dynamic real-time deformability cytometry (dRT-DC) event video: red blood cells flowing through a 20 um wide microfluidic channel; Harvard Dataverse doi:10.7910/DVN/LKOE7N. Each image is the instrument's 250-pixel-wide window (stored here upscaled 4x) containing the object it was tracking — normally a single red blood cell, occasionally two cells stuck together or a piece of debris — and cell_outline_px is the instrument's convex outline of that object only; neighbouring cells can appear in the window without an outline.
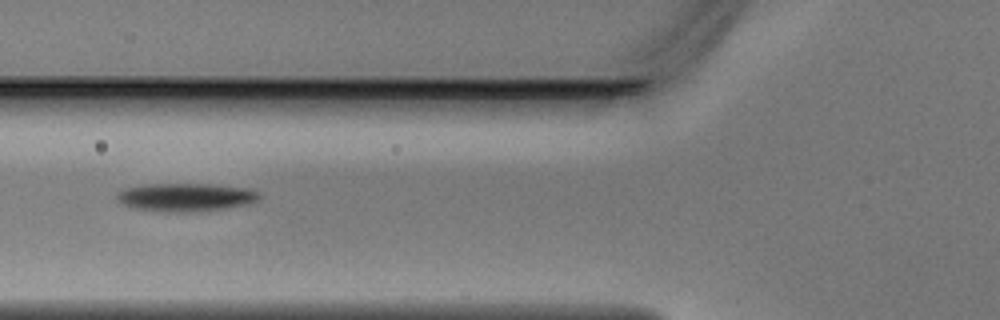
{"species": "Egyptian fruit bat (a non-hibernating species)", "species_latin": "Rousettus aegyptiacus", "temperature_condition": "warm", "stored_images_in_passage": 3, "camera_frame_rate_fps": 3000, "um_per_image_px": 0.085, "animal": {"sex": "male"}, "frame": {"image": 1, "passage_image": 3, "time_ms": 0.667, "image_size_px": [1000, 320], "cell_outline_px": [[260, 200], [248, 204], [228, 208], [188, 212], [164, 212], [132, 208], [116, 200], [116, 192], [124, 188], [144, 184], [212, 184], [252, 188], [260, 192]], "centroid_in_image_um": [15.81, 16.76], "position_along_channel_um": 110.0, "area_um2": 23.87}}